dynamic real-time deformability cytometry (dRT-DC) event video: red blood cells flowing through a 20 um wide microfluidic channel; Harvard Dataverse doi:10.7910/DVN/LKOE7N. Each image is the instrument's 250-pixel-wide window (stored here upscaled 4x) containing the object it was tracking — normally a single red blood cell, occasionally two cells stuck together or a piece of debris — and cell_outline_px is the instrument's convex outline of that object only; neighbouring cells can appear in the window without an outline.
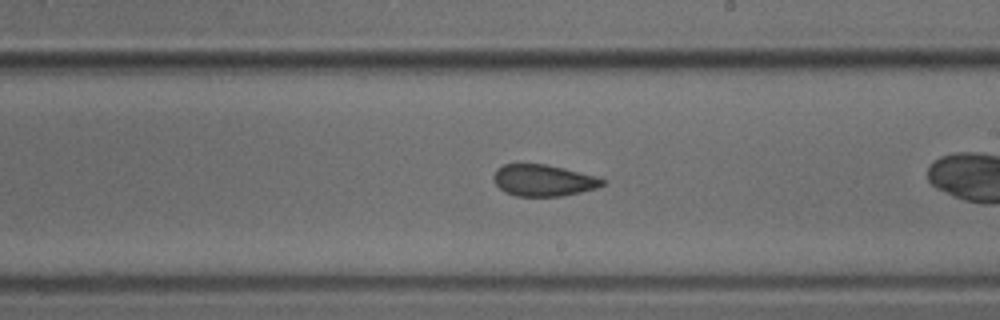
{"species": "common noctule bat (a hibernating species)", "species_latin": "Nyctalus noctula", "temperature_condition": "cold", "stored_images_in_passage": 27, "camera_frame_rate_fps": 3000, "um_per_image_px": 0.085, "animal": {"sex": "male", "body_mass_g": 18.8}, "frame": {"image": 1, "passage_image": 16, "time_ms": 5.0, "image_size_px": [1000, 320], "cell_outline_px": [[604, 184], [596, 188], [580, 192], [560, 196], [516, 196], [504, 192], [492, 180], [492, 176], [496, 168], [504, 164], [544, 164], [564, 168], [596, 176], [604, 180]], "centroid_in_image_um": [46.13, 15.33], "position_along_channel_um": 242.9, "area_um2": 20.0}}